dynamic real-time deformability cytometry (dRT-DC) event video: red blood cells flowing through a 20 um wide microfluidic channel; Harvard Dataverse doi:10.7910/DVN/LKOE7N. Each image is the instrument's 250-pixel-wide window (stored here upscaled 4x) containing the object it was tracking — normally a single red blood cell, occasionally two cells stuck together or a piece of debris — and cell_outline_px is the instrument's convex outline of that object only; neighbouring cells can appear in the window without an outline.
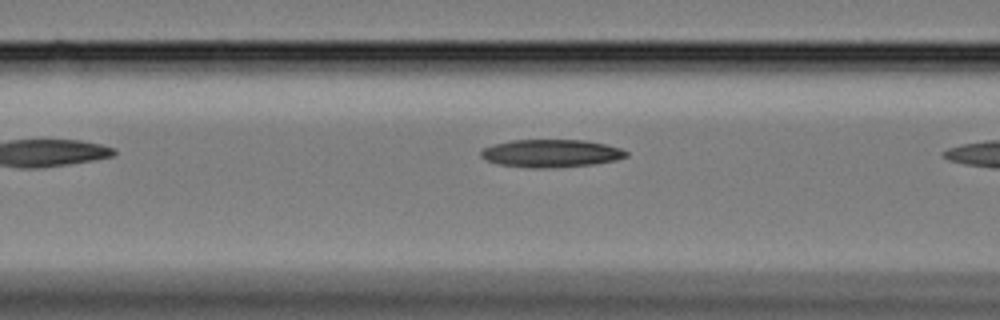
{"species": "Egyptian fruit bat (a non-hibernating species)", "species_latin": "Rousettus aegyptiacus", "temperature_condition": "cold", "stored_images_in_passage": 7, "camera_frame_rate_fps": 3000, "um_per_image_px": 0.085, "animal": {"sex": "female"}, "frame": {"image": 1, "passage_image": 6, "time_ms": 1.667, "image_size_px": [1000, 320], "cell_outline_px": [[628, 156], [616, 160], [596, 164], [548, 168], [532, 168], [500, 164], [488, 160], [480, 156], [480, 152], [484, 148], [496, 144], [512, 140], [584, 140], [604, 144], [620, 148], [628, 152]], "centroid_in_image_um": [46.88, 13.04], "position_along_channel_um": 119.7, "area_um2": 23.35}}